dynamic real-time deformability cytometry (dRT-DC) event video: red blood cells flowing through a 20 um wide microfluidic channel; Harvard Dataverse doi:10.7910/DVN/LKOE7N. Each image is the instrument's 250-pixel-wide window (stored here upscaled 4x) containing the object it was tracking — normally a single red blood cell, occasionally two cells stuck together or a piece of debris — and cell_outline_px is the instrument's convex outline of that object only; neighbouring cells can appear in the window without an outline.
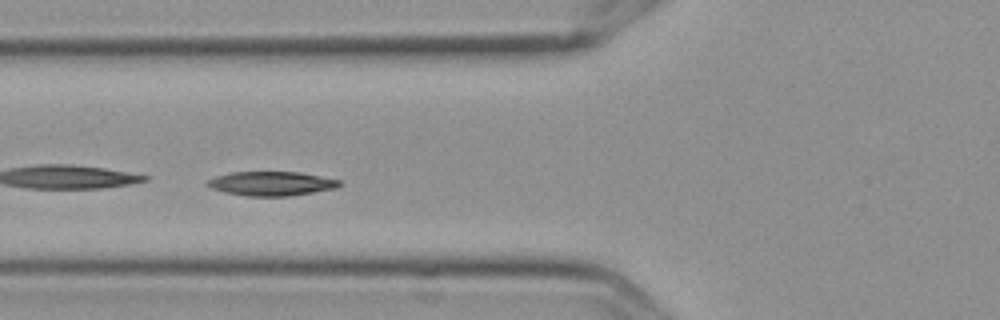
{"species": "Egyptian fruit bat (a non-hibernating species)", "species_latin": "Rousettus aegyptiacus", "temperature_condition": "cold", "stored_images_in_passage": 8, "camera_frame_rate_fps": 3000, "um_per_image_px": 0.085, "frame": {"image": 1, "passage_image": 5, "time_ms": 1.333, "image_size_px": [1000, 320], "cell_outline_px": [[340, 184], [336, 188], [288, 196], [248, 196], [224, 192], [212, 188], [204, 184], [208, 180], [216, 176], [228, 172], [300, 172], [340, 180]], "centroid_in_image_um": [23.03, 15.6], "position_along_channel_um": 102.8, "area_um2": 18.5}}
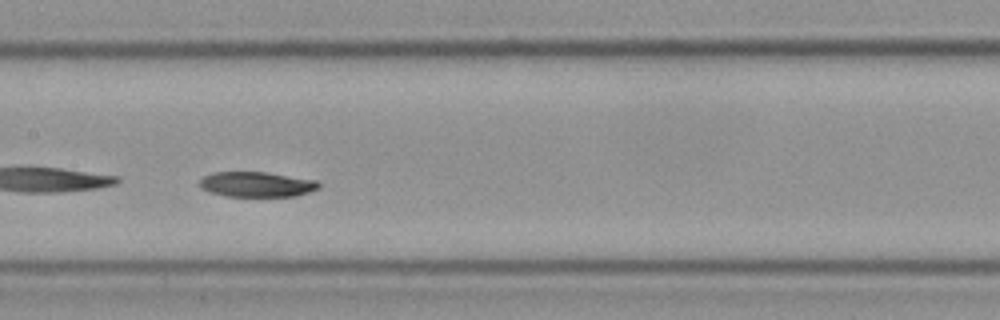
{"frame": {"image": 2, "passage_image": 7, "time_ms": 2.0, "image_size_px": [1000, 320], "cell_outline_px": [[320, 188], [296, 196], [224, 196], [208, 192], [200, 188], [200, 180], [204, 176], [212, 172], [264, 172], [316, 180], [320, 184]], "centroid_in_image_um": [21.79, 15.67], "position_along_channel_um": 185.6, "area_um2": 17.46}}
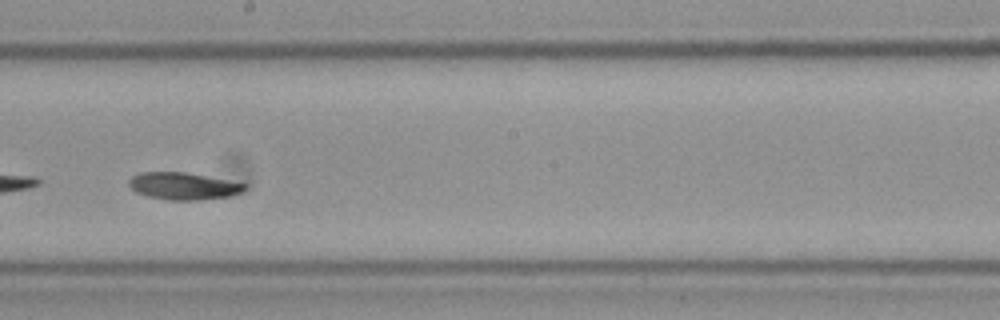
{"frame": {"image": 3, "passage_image": 8, "time_ms": 2.333, "image_size_px": [1000, 320], "cell_outline_px": [[248, 188], [240, 192], [228, 196], [204, 200], [168, 200], [148, 196], [136, 192], [128, 184], [128, 180], [132, 176], [140, 172], [184, 172], [248, 184]], "centroid_in_image_um": [15.58, 15.82], "position_along_channel_um": 232.6, "area_um2": 18.26}}